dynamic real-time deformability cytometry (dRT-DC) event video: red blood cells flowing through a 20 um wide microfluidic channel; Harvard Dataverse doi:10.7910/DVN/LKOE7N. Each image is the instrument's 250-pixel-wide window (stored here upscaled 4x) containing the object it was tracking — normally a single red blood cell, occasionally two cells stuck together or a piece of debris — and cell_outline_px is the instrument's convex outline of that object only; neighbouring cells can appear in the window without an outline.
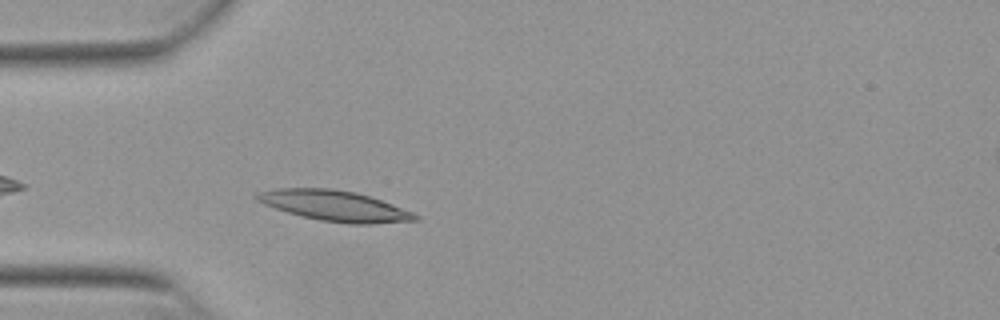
{"species": "Egyptian fruit bat (a non-hibernating species)", "species_latin": "Rousettus aegyptiacus", "temperature_condition": "warm", "stored_images_in_passage": 34, "camera_frame_rate_fps": 3000, "um_per_image_px": 0.085, "animal": {"sex": "female"}, "frame": {"image": 1, "passage_image": 3, "time_ms": 0.667, "image_size_px": [1000, 320], "cell_outline_px": [[420, 220], [372, 224], [348, 224], [320, 220], [300, 216], [264, 204], [256, 200], [252, 196], [256, 192], [276, 188], [332, 188], [356, 192], [392, 204], [412, 212], [420, 216]], "centroid_in_image_um": [28.42, 17.49], "position_along_channel_um": 56.6, "area_um2": 28.26}}
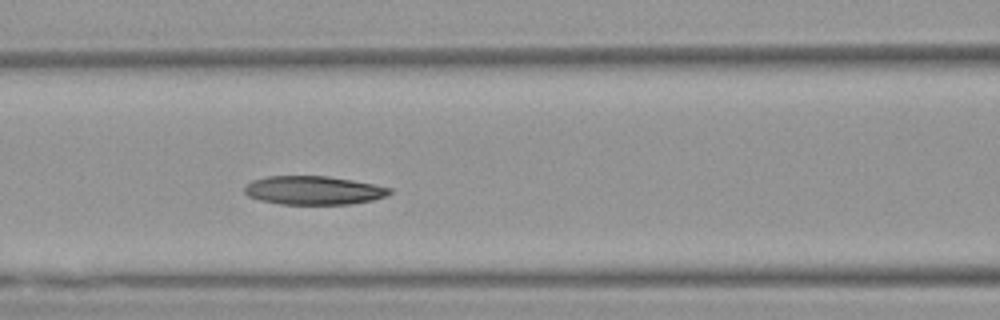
{"frame": {"image": 2, "passage_image": 10, "time_ms": 3.0, "image_size_px": [1000, 320], "cell_outline_px": [[392, 192], [388, 196], [372, 200], [352, 204], [280, 204], [260, 200], [248, 196], [244, 192], [244, 184], [252, 180], [268, 176], [328, 176], [352, 180], [392, 188]], "centroid_in_image_um": [26.64, 16.18], "position_along_channel_um": 140.0, "area_um2": 24.33}}
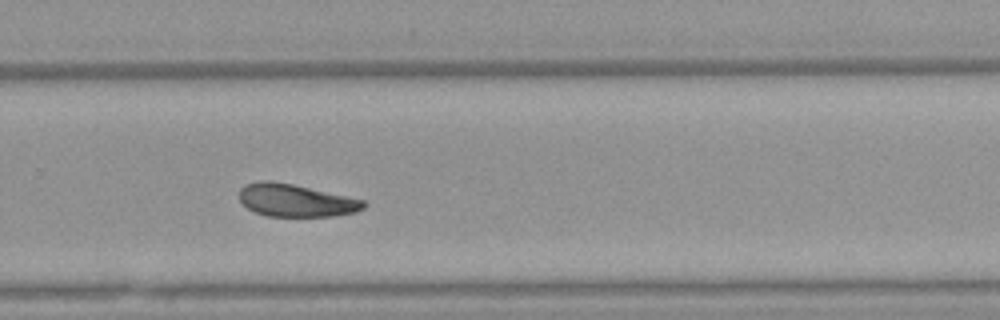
{"frame": {"image": 3, "passage_image": 23, "time_ms": 7.333, "image_size_px": [1000, 320], "cell_outline_px": [[368, 204], [364, 208], [356, 212], [332, 216], [268, 216], [256, 212], [248, 208], [240, 200], [240, 188], [244, 184], [256, 180], [268, 180], [292, 184], [364, 200]], "centroid_in_image_um": [25.13, 17.03], "position_along_channel_um": 304.7, "area_um2": 23.52}, "authors_computed_cell_mechanics": {"area_um2": 24.3049, "velocity_mm_per_s": 3.8128, "shape_relaxation_time_tau1_ms": 7.0992, "shape_relaxation_time_tau2_ms": null, "deformation_change_tau1": 0.1849, "deformation_change_tau2": null}}